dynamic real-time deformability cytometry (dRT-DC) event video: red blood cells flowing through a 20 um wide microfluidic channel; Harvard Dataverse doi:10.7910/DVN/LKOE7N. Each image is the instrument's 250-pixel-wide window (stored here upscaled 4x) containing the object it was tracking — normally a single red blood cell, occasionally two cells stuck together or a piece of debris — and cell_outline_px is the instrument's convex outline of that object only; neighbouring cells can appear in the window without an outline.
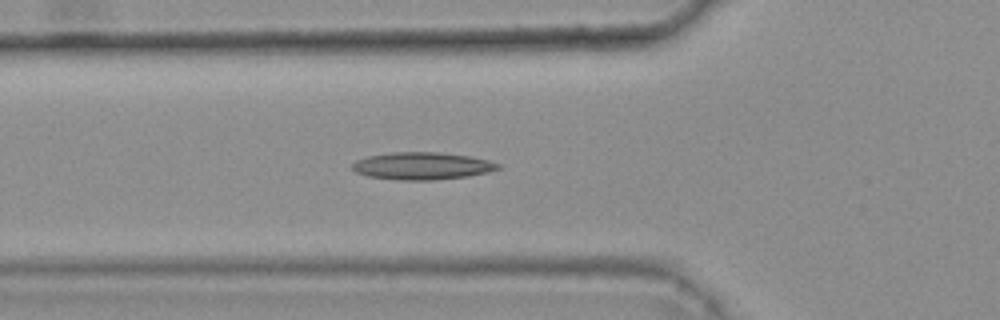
{"species": "common noctule bat (a hibernating species)", "species_latin": "Nyctalus noctula", "temperature_condition": "warm", "stored_images_in_passage": 39, "camera_frame_rate_fps": 3000, "um_per_image_px": 0.085, "animal": {"sex": "female", "body_mass_g": 25.1}, "frame": {"image": 1, "passage_image": 12, "time_ms": 3.667, "image_size_px": [1000, 320], "cell_outline_px": [[504, 168], [488, 172], [468, 176], [436, 180], [396, 180], [368, 176], [356, 172], [352, 168], [352, 164], [356, 160], [368, 156], [392, 152], [436, 152], [468, 156], [488, 160], [500, 164]], "centroid_in_image_um": [35.9, 14.11], "position_along_channel_um": 89.9, "area_um2": 23.29}, "authors_computed_cell_mechanics": {"area_um2": 21.2704, "velocity_mm_per_s": 3.8039, "shape_relaxation_time_tau1_ms": null, "shape_relaxation_time_tau2_ms": 4.3568, "deformation_change_tau1": null, "deformation_change_tau2": 0.1421}}